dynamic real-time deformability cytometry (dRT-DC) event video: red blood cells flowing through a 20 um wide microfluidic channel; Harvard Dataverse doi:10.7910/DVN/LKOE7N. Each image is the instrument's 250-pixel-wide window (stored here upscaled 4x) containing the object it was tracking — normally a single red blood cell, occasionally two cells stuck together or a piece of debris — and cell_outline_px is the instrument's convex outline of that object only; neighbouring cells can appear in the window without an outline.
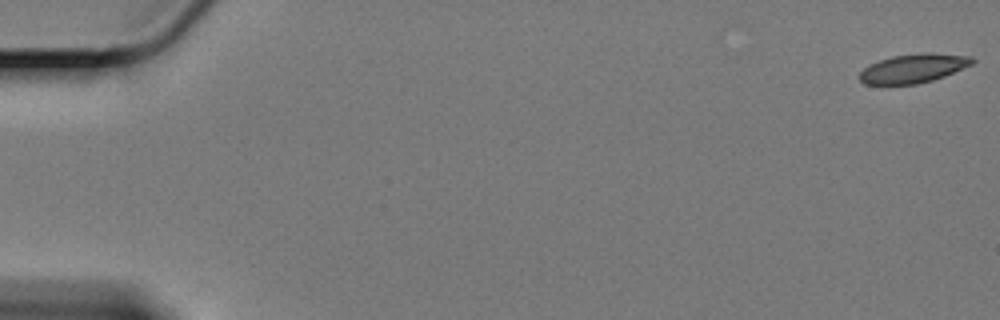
{"species": "Egyptian fruit bat (a non-hibernating species)", "species_latin": "Rousettus aegyptiacus", "temperature_condition": "cold", "stored_images_in_passage": 61, "camera_frame_rate_fps": 3000, "um_per_image_px": 0.085, "animal": {"sex": "female"}, "frame": {"image": 1, "passage_image": 1, "time_ms": 0.0, "image_size_px": [1000, 320], "cell_outline_px": [[976, 60], [972, 64], [944, 76], [932, 80], [916, 84], [864, 84], [860, 80], [860, 72], [868, 64], [892, 56], [928, 52], [972, 56]], "centroid_in_image_um": [77.64, 5.8], "position_along_channel_um": 7.4, "area_um2": 18.9}}
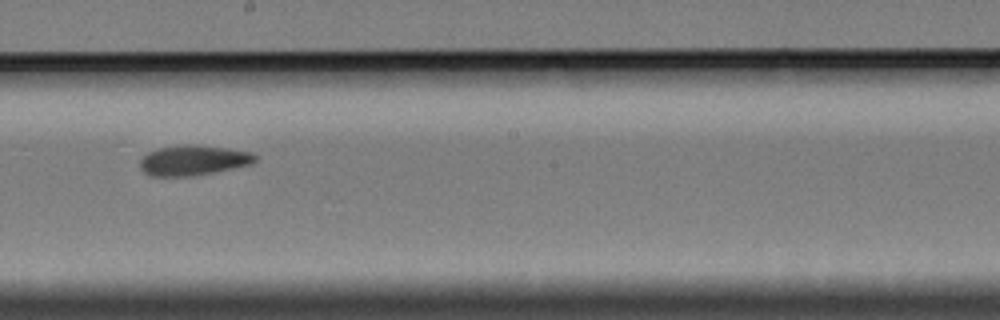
{"frame": {"image": 2, "passage_image": 35, "time_ms": 11.333, "image_size_px": [1000, 320], "cell_outline_px": [[256, 160], [252, 164], [192, 176], [148, 176], [140, 168], [140, 160], [148, 152], [160, 148], [180, 144], [196, 144], [228, 148], [252, 152], [256, 156]], "centroid_in_image_um": [16.42, 13.61], "position_along_channel_um": 231.8, "area_um2": 20.29}}
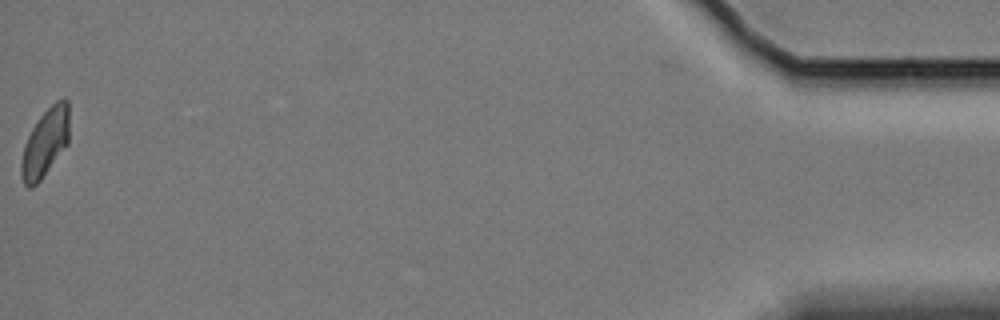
{"frame": {"image": 3, "passage_image": 61, "time_ms": 20.0, "image_size_px": [1000, 320], "cell_outline_px": [[68, 144], [40, 180], [32, 188], [28, 188], [24, 184], [20, 176], [20, 164], [24, 144], [32, 128], [40, 116], [56, 100], [64, 96], [68, 100]], "centroid_in_image_um": [3.83, 12.13], "position_along_channel_um": 431.4, "area_um2": 19.07}, "authors_computed_cell_mechanics": {"area_um2": 19.941, "velocity_mm_per_s": 3.3412, "shape_relaxation_time_tau1_ms": null, "shape_relaxation_time_tau2_ms": 6.1862, "deformation_change_tau1": null, "deformation_change_tau2": 0.0998}}